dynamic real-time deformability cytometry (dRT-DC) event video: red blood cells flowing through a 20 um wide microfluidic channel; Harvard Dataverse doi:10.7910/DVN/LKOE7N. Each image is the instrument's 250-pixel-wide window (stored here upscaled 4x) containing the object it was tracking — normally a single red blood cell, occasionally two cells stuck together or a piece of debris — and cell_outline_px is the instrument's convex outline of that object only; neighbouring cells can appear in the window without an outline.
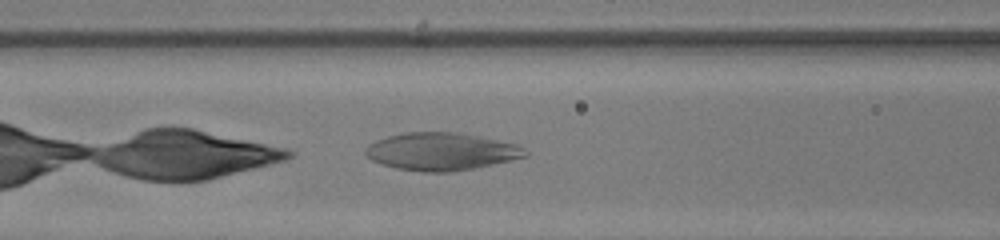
{"species": "human", "species_latin": "Homo sapiens", "temperature_condition": "warm", "stored_images_in_passage": 34, "camera_frame_rate_fps": 3000, "um_per_image_px": 0.085, "donor": {"sex": "female"}, "frame": {"image": 1, "passage_image": 5, "time_ms": 1.333, "image_size_px": [1000, 240], "cell_outline_px": [[528, 156], [512, 160], [476, 168], [448, 172], [424, 172], [396, 168], [372, 160], [364, 152], [364, 148], [368, 144], [376, 140], [388, 136], [404, 132], [456, 132], [516, 144], [524, 148], [528, 152]], "centroid_in_image_um": [37.5, 12.88], "position_along_channel_um": 129.1, "area_um2": 34.91}}
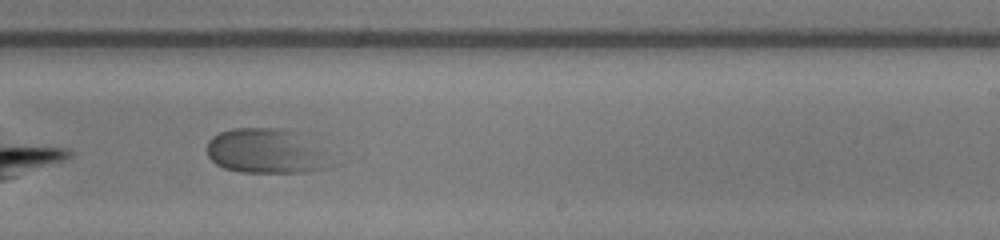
{"frame": {"image": 2, "passage_image": 15, "time_ms": 4.667, "image_size_px": [1000, 240], "cell_outline_px": [[328, 168], [304, 172], [240, 172], [224, 168], [216, 164], [208, 156], [208, 140], [212, 136], [220, 132], [232, 128], [284, 128], [292, 132], [320, 152], [328, 164]], "centroid_in_image_um": [22.43, 12.86], "position_along_channel_um": 266.6, "area_um2": 31.04}}
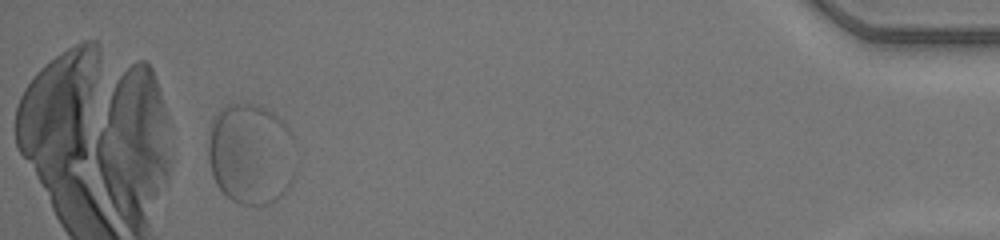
{"frame": {"image": 3, "passage_image": 31, "time_ms": 10.0, "image_size_px": [1000, 240], "cell_outline_px": [[296, 172], [292, 184], [272, 204], [240, 204], [232, 200], [216, 184], [212, 172], [208, 156], [208, 144], [212, 116], [228, 104], [252, 104], [264, 108], [280, 116], [284, 120], [292, 132], [296, 140]], "centroid_in_image_um": [21.39, 13.07], "position_along_channel_um": 413.8, "area_um2": 52.83}}